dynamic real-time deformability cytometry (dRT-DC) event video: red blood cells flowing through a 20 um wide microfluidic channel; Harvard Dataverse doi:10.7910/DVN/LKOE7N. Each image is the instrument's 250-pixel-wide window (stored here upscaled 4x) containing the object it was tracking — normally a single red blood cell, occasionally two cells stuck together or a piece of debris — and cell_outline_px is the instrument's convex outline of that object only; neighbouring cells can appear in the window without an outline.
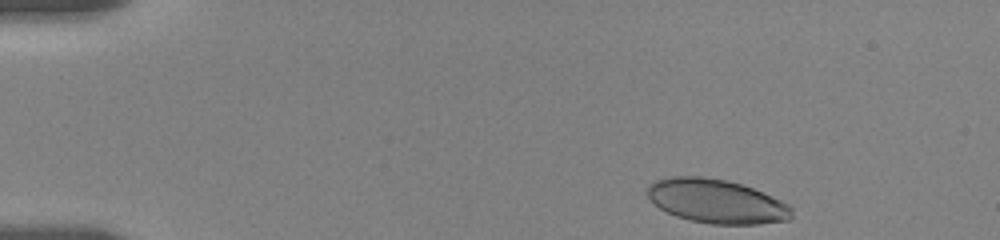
{"species": "human", "species_latin": "Homo sapiens", "temperature_condition": "room temperature", "stored_images_in_passage": 4, "camera_frame_rate_fps": 3000, "um_per_image_px": 0.085, "donor": {"sex": "female"}, "frame": {"image": 1, "passage_image": 1, "time_ms": 0.0, "image_size_px": [1000, 240], "cell_outline_px": [[792, 220], [760, 224], [712, 224], [692, 220], [676, 216], [660, 208], [644, 192], [648, 184], [656, 180], [668, 176], [700, 176], [728, 180], [764, 192], [788, 204], [792, 208]], "centroid_in_image_um": [60.9, 17.1], "position_along_channel_um": 24.1, "area_um2": 37.17}}
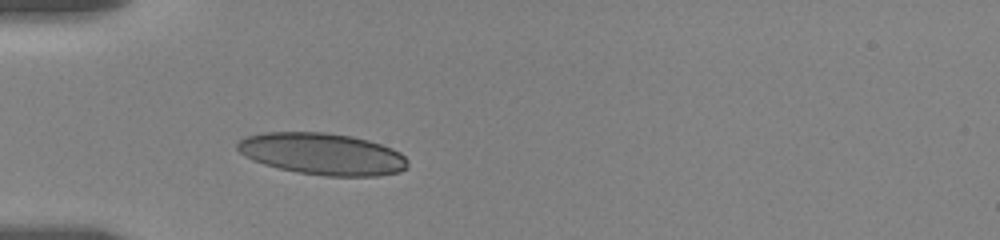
{"frame": {"image": 2, "passage_image": 4, "time_ms": 3.333, "image_size_px": [1000, 240], "cell_outline_px": [[408, 168], [400, 172], [380, 176], [324, 176], [300, 172], [280, 168], [264, 164], [252, 160], [244, 156], [236, 148], [236, 144], [244, 136], [264, 132], [324, 132], [352, 136], [368, 140], [392, 148], [400, 152], [408, 160]], "centroid_in_image_um": [27.41, 13.08], "position_along_channel_um": 57.6, "area_um2": 41.67}}